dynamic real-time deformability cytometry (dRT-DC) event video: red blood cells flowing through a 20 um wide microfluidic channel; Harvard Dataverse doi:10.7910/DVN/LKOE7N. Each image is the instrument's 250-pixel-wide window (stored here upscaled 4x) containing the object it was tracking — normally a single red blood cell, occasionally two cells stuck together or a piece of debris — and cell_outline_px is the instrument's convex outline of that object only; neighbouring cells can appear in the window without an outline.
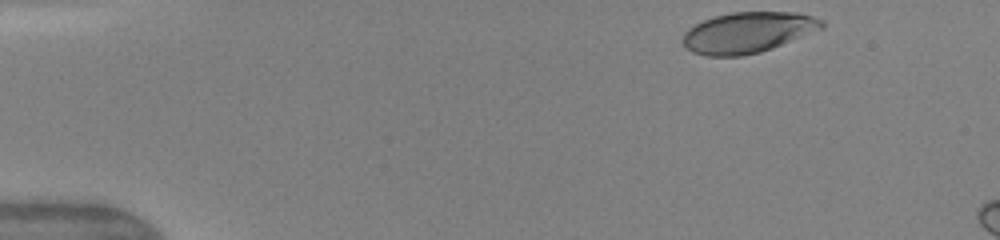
{"species": "human", "species_latin": "Homo sapiens", "temperature_condition": "warm", "stored_images_in_passage": 7, "camera_frame_rate_fps": 3000, "um_per_image_px": 0.085, "donor": {"sex": "female"}, "frame": {"image": 1, "passage_image": 1, "time_ms": 0.0, "image_size_px": [1000, 240], "cell_outline_px": [[824, 28], [772, 48], [760, 52], [740, 56], [708, 56], [692, 52], [680, 40], [684, 32], [688, 28], [704, 20], [716, 16], [732, 12], [796, 12], [812, 16], [824, 20]], "centroid_in_image_um": [63.57, 2.76], "position_along_channel_um": 21.4, "area_um2": 33.0}}